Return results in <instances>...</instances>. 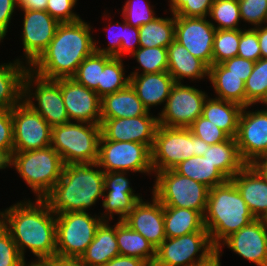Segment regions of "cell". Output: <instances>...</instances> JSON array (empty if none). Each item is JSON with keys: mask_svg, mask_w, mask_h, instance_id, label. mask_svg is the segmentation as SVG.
I'll return each mask as SVG.
<instances>
[{"mask_svg": "<svg viewBox=\"0 0 267 266\" xmlns=\"http://www.w3.org/2000/svg\"><path fill=\"white\" fill-rule=\"evenodd\" d=\"M22 201L0 211V223L10 233L24 259L26 249L37 258L35 262L55 259L56 214L43 199Z\"/></svg>", "mask_w": 267, "mask_h": 266, "instance_id": "6da1fadb", "label": "cell"}, {"mask_svg": "<svg viewBox=\"0 0 267 266\" xmlns=\"http://www.w3.org/2000/svg\"><path fill=\"white\" fill-rule=\"evenodd\" d=\"M48 0H17L18 9L46 11Z\"/></svg>", "mask_w": 267, "mask_h": 266, "instance_id": "6f0895ef", "label": "cell"}, {"mask_svg": "<svg viewBox=\"0 0 267 266\" xmlns=\"http://www.w3.org/2000/svg\"><path fill=\"white\" fill-rule=\"evenodd\" d=\"M231 181L255 219L267 220V181L253 166L245 165Z\"/></svg>", "mask_w": 267, "mask_h": 266, "instance_id": "7402d4cb", "label": "cell"}, {"mask_svg": "<svg viewBox=\"0 0 267 266\" xmlns=\"http://www.w3.org/2000/svg\"><path fill=\"white\" fill-rule=\"evenodd\" d=\"M23 16L22 45L26 66L30 67L47 49L59 22L47 11L21 10Z\"/></svg>", "mask_w": 267, "mask_h": 266, "instance_id": "e0dca14e", "label": "cell"}, {"mask_svg": "<svg viewBox=\"0 0 267 266\" xmlns=\"http://www.w3.org/2000/svg\"><path fill=\"white\" fill-rule=\"evenodd\" d=\"M259 103H262L263 105L267 107V89H266L264 98Z\"/></svg>", "mask_w": 267, "mask_h": 266, "instance_id": "03108f58", "label": "cell"}, {"mask_svg": "<svg viewBox=\"0 0 267 266\" xmlns=\"http://www.w3.org/2000/svg\"><path fill=\"white\" fill-rule=\"evenodd\" d=\"M28 69L20 58L0 65V109H12L23 100V79Z\"/></svg>", "mask_w": 267, "mask_h": 266, "instance_id": "4316f807", "label": "cell"}, {"mask_svg": "<svg viewBox=\"0 0 267 266\" xmlns=\"http://www.w3.org/2000/svg\"><path fill=\"white\" fill-rule=\"evenodd\" d=\"M243 107L236 134V143L241 159L246 165L254 164L267 155V108L247 111Z\"/></svg>", "mask_w": 267, "mask_h": 266, "instance_id": "9a60e30c", "label": "cell"}, {"mask_svg": "<svg viewBox=\"0 0 267 266\" xmlns=\"http://www.w3.org/2000/svg\"><path fill=\"white\" fill-rule=\"evenodd\" d=\"M141 199L142 197L135 193L104 192L102 207L105 211L100 217L104 221H111L116 214L119 215L118 221H123Z\"/></svg>", "mask_w": 267, "mask_h": 266, "instance_id": "d590c367", "label": "cell"}, {"mask_svg": "<svg viewBox=\"0 0 267 266\" xmlns=\"http://www.w3.org/2000/svg\"><path fill=\"white\" fill-rule=\"evenodd\" d=\"M13 152L51 146L52 127L25 101L12 108Z\"/></svg>", "mask_w": 267, "mask_h": 266, "instance_id": "5bb4252c", "label": "cell"}, {"mask_svg": "<svg viewBox=\"0 0 267 266\" xmlns=\"http://www.w3.org/2000/svg\"><path fill=\"white\" fill-rule=\"evenodd\" d=\"M122 21L123 24L117 21L116 23L109 25L107 29L109 31V33L107 32L109 40V44L107 45L108 47L102 48L100 46H97L98 42L95 40V52L120 58L121 41L124 38V20Z\"/></svg>", "mask_w": 267, "mask_h": 266, "instance_id": "f907efd6", "label": "cell"}, {"mask_svg": "<svg viewBox=\"0 0 267 266\" xmlns=\"http://www.w3.org/2000/svg\"><path fill=\"white\" fill-rule=\"evenodd\" d=\"M237 56L253 62L258 61L261 58L257 27L241 29Z\"/></svg>", "mask_w": 267, "mask_h": 266, "instance_id": "7dc6e473", "label": "cell"}, {"mask_svg": "<svg viewBox=\"0 0 267 266\" xmlns=\"http://www.w3.org/2000/svg\"><path fill=\"white\" fill-rule=\"evenodd\" d=\"M151 7L154 6H150L147 0H127L122 8V16L127 24L140 28L158 17Z\"/></svg>", "mask_w": 267, "mask_h": 266, "instance_id": "b9f144b4", "label": "cell"}, {"mask_svg": "<svg viewBox=\"0 0 267 266\" xmlns=\"http://www.w3.org/2000/svg\"><path fill=\"white\" fill-rule=\"evenodd\" d=\"M127 172H108L104 176V192L134 193Z\"/></svg>", "mask_w": 267, "mask_h": 266, "instance_id": "816d5d0a", "label": "cell"}, {"mask_svg": "<svg viewBox=\"0 0 267 266\" xmlns=\"http://www.w3.org/2000/svg\"><path fill=\"white\" fill-rule=\"evenodd\" d=\"M103 221L84 211L56 214V258L79 259Z\"/></svg>", "mask_w": 267, "mask_h": 266, "instance_id": "9c48e42d", "label": "cell"}, {"mask_svg": "<svg viewBox=\"0 0 267 266\" xmlns=\"http://www.w3.org/2000/svg\"><path fill=\"white\" fill-rule=\"evenodd\" d=\"M26 266H50L47 262H31V264H27Z\"/></svg>", "mask_w": 267, "mask_h": 266, "instance_id": "e7e4bbea", "label": "cell"}, {"mask_svg": "<svg viewBox=\"0 0 267 266\" xmlns=\"http://www.w3.org/2000/svg\"><path fill=\"white\" fill-rule=\"evenodd\" d=\"M100 138V124L73 121L52 127L51 147L65 165L97 163Z\"/></svg>", "mask_w": 267, "mask_h": 266, "instance_id": "8992f818", "label": "cell"}, {"mask_svg": "<svg viewBox=\"0 0 267 266\" xmlns=\"http://www.w3.org/2000/svg\"><path fill=\"white\" fill-rule=\"evenodd\" d=\"M61 92L69 121L101 124V97L74 78H61Z\"/></svg>", "mask_w": 267, "mask_h": 266, "instance_id": "ffe728a7", "label": "cell"}, {"mask_svg": "<svg viewBox=\"0 0 267 266\" xmlns=\"http://www.w3.org/2000/svg\"><path fill=\"white\" fill-rule=\"evenodd\" d=\"M116 238L119 254L142 259L151 266L156 257V249L140 233L132 230L124 221L116 223Z\"/></svg>", "mask_w": 267, "mask_h": 266, "instance_id": "4dcf8cb0", "label": "cell"}, {"mask_svg": "<svg viewBox=\"0 0 267 266\" xmlns=\"http://www.w3.org/2000/svg\"><path fill=\"white\" fill-rule=\"evenodd\" d=\"M16 7L17 0H0V43L6 37Z\"/></svg>", "mask_w": 267, "mask_h": 266, "instance_id": "11a10c76", "label": "cell"}, {"mask_svg": "<svg viewBox=\"0 0 267 266\" xmlns=\"http://www.w3.org/2000/svg\"><path fill=\"white\" fill-rule=\"evenodd\" d=\"M175 81L167 72L149 74H130V85L135 90L143 106L150 111L151 107L165 105Z\"/></svg>", "mask_w": 267, "mask_h": 266, "instance_id": "603a6c76", "label": "cell"}, {"mask_svg": "<svg viewBox=\"0 0 267 266\" xmlns=\"http://www.w3.org/2000/svg\"><path fill=\"white\" fill-rule=\"evenodd\" d=\"M254 219L231 180L209 190L203 222L215 248Z\"/></svg>", "mask_w": 267, "mask_h": 266, "instance_id": "277c9868", "label": "cell"}, {"mask_svg": "<svg viewBox=\"0 0 267 266\" xmlns=\"http://www.w3.org/2000/svg\"><path fill=\"white\" fill-rule=\"evenodd\" d=\"M241 29L216 30L213 42L212 64H221L238 55Z\"/></svg>", "mask_w": 267, "mask_h": 266, "instance_id": "ab89813d", "label": "cell"}, {"mask_svg": "<svg viewBox=\"0 0 267 266\" xmlns=\"http://www.w3.org/2000/svg\"><path fill=\"white\" fill-rule=\"evenodd\" d=\"M267 89V58L255 62L252 73L245 82L246 106L258 104Z\"/></svg>", "mask_w": 267, "mask_h": 266, "instance_id": "60d3db41", "label": "cell"}, {"mask_svg": "<svg viewBox=\"0 0 267 266\" xmlns=\"http://www.w3.org/2000/svg\"><path fill=\"white\" fill-rule=\"evenodd\" d=\"M64 163L57 151L46 148L13 152L9 167H15L16 172L35 193V199H43L55 186L62 175Z\"/></svg>", "mask_w": 267, "mask_h": 266, "instance_id": "5b68a950", "label": "cell"}, {"mask_svg": "<svg viewBox=\"0 0 267 266\" xmlns=\"http://www.w3.org/2000/svg\"><path fill=\"white\" fill-rule=\"evenodd\" d=\"M118 255L116 224L110 226L109 221H103L79 260L88 266H103Z\"/></svg>", "mask_w": 267, "mask_h": 266, "instance_id": "484cf974", "label": "cell"}, {"mask_svg": "<svg viewBox=\"0 0 267 266\" xmlns=\"http://www.w3.org/2000/svg\"><path fill=\"white\" fill-rule=\"evenodd\" d=\"M203 156L215 164L229 180L246 165L240 157L235 138L229 137L226 141L210 145Z\"/></svg>", "mask_w": 267, "mask_h": 266, "instance_id": "d6a6232c", "label": "cell"}, {"mask_svg": "<svg viewBox=\"0 0 267 266\" xmlns=\"http://www.w3.org/2000/svg\"><path fill=\"white\" fill-rule=\"evenodd\" d=\"M91 29L82 19L59 23L47 49L29 69L46 79L73 77L83 60L95 52Z\"/></svg>", "mask_w": 267, "mask_h": 266, "instance_id": "7a4b0ae2", "label": "cell"}, {"mask_svg": "<svg viewBox=\"0 0 267 266\" xmlns=\"http://www.w3.org/2000/svg\"><path fill=\"white\" fill-rule=\"evenodd\" d=\"M147 112L130 84L101 98V119L138 117Z\"/></svg>", "mask_w": 267, "mask_h": 266, "instance_id": "d4e9b609", "label": "cell"}, {"mask_svg": "<svg viewBox=\"0 0 267 266\" xmlns=\"http://www.w3.org/2000/svg\"><path fill=\"white\" fill-rule=\"evenodd\" d=\"M261 58H267V24L257 27Z\"/></svg>", "mask_w": 267, "mask_h": 266, "instance_id": "91938a15", "label": "cell"}, {"mask_svg": "<svg viewBox=\"0 0 267 266\" xmlns=\"http://www.w3.org/2000/svg\"><path fill=\"white\" fill-rule=\"evenodd\" d=\"M209 146L189 128L159 125L151 148L153 173L174 169L190 157L203 156Z\"/></svg>", "mask_w": 267, "mask_h": 266, "instance_id": "52a82bcc", "label": "cell"}, {"mask_svg": "<svg viewBox=\"0 0 267 266\" xmlns=\"http://www.w3.org/2000/svg\"><path fill=\"white\" fill-rule=\"evenodd\" d=\"M131 56L137 60L140 67L130 74L160 73L168 69L167 48L165 47H139Z\"/></svg>", "mask_w": 267, "mask_h": 266, "instance_id": "f35d334b", "label": "cell"}, {"mask_svg": "<svg viewBox=\"0 0 267 266\" xmlns=\"http://www.w3.org/2000/svg\"><path fill=\"white\" fill-rule=\"evenodd\" d=\"M140 47L139 30L126 23L124 20V38L121 41L120 58L124 53L132 55Z\"/></svg>", "mask_w": 267, "mask_h": 266, "instance_id": "db71d44e", "label": "cell"}, {"mask_svg": "<svg viewBox=\"0 0 267 266\" xmlns=\"http://www.w3.org/2000/svg\"><path fill=\"white\" fill-rule=\"evenodd\" d=\"M214 249L208 232H193L180 237L165 238L156 248L152 266H193Z\"/></svg>", "mask_w": 267, "mask_h": 266, "instance_id": "7c38bea8", "label": "cell"}, {"mask_svg": "<svg viewBox=\"0 0 267 266\" xmlns=\"http://www.w3.org/2000/svg\"><path fill=\"white\" fill-rule=\"evenodd\" d=\"M123 221L146 238L155 249L166 238L164 207L154 196L152 203L141 199Z\"/></svg>", "mask_w": 267, "mask_h": 266, "instance_id": "44dd1931", "label": "cell"}, {"mask_svg": "<svg viewBox=\"0 0 267 266\" xmlns=\"http://www.w3.org/2000/svg\"><path fill=\"white\" fill-rule=\"evenodd\" d=\"M164 207V228L166 238L180 237L193 232H207L203 216L196 210Z\"/></svg>", "mask_w": 267, "mask_h": 266, "instance_id": "f546056e", "label": "cell"}, {"mask_svg": "<svg viewBox=\"0 0 267 266\" xmlns=\"http://www.w3.org/2000/svg\"><path fill=\"white\" fill-rule=\"evenodd\" d=\"M122 58L112 57L101 71V84H98V95L114 93L130 84V75L126 76ZM125 74V75H124Z\"/></svg>", "mask_w": 267, "mask_h": 266, "instance_id": "e575fe53", "label": "cell"}, {"mask_svg": "<svg viewBox=\"0 0 267 266\" xmlns=\"http://www.w3.org/2000/svg\"><path fill=\"white\" fill-rule=\"evenodd\" d=\"M227 246L256 266H267V220L254 219L227 237L218 247Z\"/></svg>", "mask_w": 267, "mask_h": 266, "instance_id": "d6986e66", "label": "cell"}, {"mask_svg": "<svg viewBox=\"0 0 267 266\" xmlns=\"http://www.w3.org/2000/svg\"><path fill=\"white\" fill-rule=\"evenodd\" d=\"M9 168V161L0 153V169Z\"/></svg>", "mask_w": 267, "mask_h": 266, "instance_id": "be15d7a7", "label": "cell"}, {"mask_svg": "<svg viewBox=\"0 0 267 266\" xmlns=\"http://www.w3.org/2000/svg\"><path fill=\"white\" fill-rule=\"evenodd\" d=\"M242 109L243 107L237 103L208 96L203 104L202 116L218 126L230 138H235Z\"/></svg>", "mask_w": 267, "mask_h": 266, "instance_id": "83f0119b", "label": "cell"}, {"mask_svg": "<svg viewBox=\"0 0 267 266\" xmlns=\"http://www.w3.org/2000/svg\"><path fill=\"white\" fill-rule=\"evenodd\" d=\"M241 21L253 28L267 24V0H238Z\"/></svg>", "mask_w": 267, "mask_h": 266, "instance_id": "ee69618b", "label": "cell"}, {"mask_svg": "<svg viewBox=\"0 0 267 266\" xmlns=\"http://www.w3.org/2000/svg\"><path fill=\"white\" fill-rule=\"evenodd\" d=\"M23 101L51 127L70 122L62 97L61 78L46 79L28 69L23 79Z\"/></svg>", "mask_w": 267, "mask_h": 266, "instance_id": "30bf717a", "label": "cell"}, {"mask_svg": "<svg viewBox=\"0 0 267 266\" xmlns=\"http://www.w3.org/2000/svg\"><path fill=\"white\" fill-rule=\"evenodd\" d=\"M208 94L194 86L175 83L158 115L160 126L188 128L202 115Z\"/></svg>", "mask_w": 267, "mask_h": 266, "instance_id": "4fadbf2b", "label": "cell"}, {"mask_svg": "<svg viewBox=\"0 0 267 266\" xmlns=\"http://www.w3.org/2000/svg\"><path fill=\"white\" fill-rule=\"evenodd\" d=\"M50 266H88L82 263L79 259H62L55 258L47 261Z\"/></svg>", "mask_w": 267, "mask_h": 266, "instance_id": "94428289", "label": "cell"}, {"mask_svg": "<svg viewBox=\"0 0 267 266\" xmlns=\"http://www.w3.org/2000/svg\"><path fill=\"white\" fill-rule=\"evenodd\" d=\"M208 17L216 30L241 29L238 0H214Z\"/></svg>", "mask_w": 267, "mask_h": 266, "instance_id": "74e56055", "label": "cell"}, {"mask_svg": "<svg viewBox=\"0 0 267 266\" xmlns=\"http://www.w3.org/2000/svg\"><path fill=\"white\" fill-rule=\"evenodd\" d=\"M10 233L0 223V266H26Z\"/></svg>", "mask_w": 267, "mask_h": 266, "instance_id": "bcb514c9", "label": "cell"}, {"mask_svg": "<svg viewBox=\"0 0 267 266\" xmlns=\"http://www.w3.org/2000/svg\"><path fill=\"white\" fill-rule=\"evenodd\" d=\"M214 0H169L170 13L184 17H207Z\"/></svg>", "mask_w": 267, "mask_h": 266, "instance_id": "7bdbcfd3", "label": "cell"}, {"mask_svg": "<svg viewBox=\"0 0 267 266\" xmlns=\"http://www.w3.org/2000/svg\"><path fill=\"white\" fill-rule=\"evenodd\" d=\"M206 19L207 17L175 16V41L210 67L216 29Z\"/></svg>", "mask_w": 267, "mask_h": 266, "instance_id": "2e32d148", "label": "cell"}, {"mask_svg": "<svg viewBox=\"0 0 267 266\" xmlns=\"http://www.w3.org/2000/svg\"><path fill=\"white\" fill-rule=\"evenodd\" d=\"M192 134L209 145L226 141L229 136L218 126L207 120L202 115L198 117L189 127Z\"/></svg>", "mask_w": 267, "mask_h": 266, "instance_id": "f6af8a7d", "label": "cell"}, {"mask_svg": "<svg viewBox=\"0 0 267 266\" xmlns=\"http://www.w3.org/2000/svg\"><path fill=\"white\" fill-rule=\"evenodd\" d=\"M97 164L105 172H139L154 174L151 149L138 142L109 141L102 135Z\"/></svg>", "mask_w": 267, "mask_h": 266, "instance_id": "8fae6325", "label": "cell"}, {"mask_svg": "<svg viewBox=\"0 0 267 266\" xmlns=\"http://www.w3.org/2000/svg\"><path fill=\"white\" fill-rule=\"evenodd\" d=\"M0 153L8 161L13 154L12 109H0Z\"/></svg>", "mask_w": 267, "mask_h": 266, "instance_id": "c3c4849f", "label": "cell"}, {"mask_svg": "<svg viewBox=\"0 0 267 266\" xmlns=\"http://www.w3.org/2000/svg\"><path fill=\"white\" fill-rule=\"evenodd\" d=\"M103 266H151L148 262L130 256L118 255Z\"/></svg>", "mask_w": 267, "mask_h": 266, "instance_id": "9f6ffc18", "label": "cell"}, {"mask_svg": "<svg viewBox=\"0 0 267 266\" xmlns=\"http://www.w3.org/2000/svg\"><path fill=\"white\" fill-rule=\"evenodd\" d=\"M101 135L109 141L138 142L153 146L159 126L157 116L148 111L145 115L130 118L101 119Z\"/></svg>", "mask_w": 267, "mask_h": 266, "instance_id": "ac0fdd59", "label": "cell"}, {"mask_svg": "<svg viewBox=\"0 0 267 266\" xmlns=\"http://www.w3.org/2000/svg\"><path fill=\"white\" fill-rule=\"evenodd\" d=\"M168 69L167 72L172 76L175 83H182L183 78L201 80L209 73V67L200 59L193 56L189 51L173 41L167 47Z\"/></svg>", "mask_w": 267, "mask_h": 266, "instance_id": "cb8c5ba5", "label": "cell"}, {"mask_svg": "<svg viewBox=\"0 0 267 266\" xmlns=\"http://www.w3.org/2000/svg\"><path fill=\"white\" fill-rule=\"evenodd\" d=\"M172 17H156L139 30L140 47H165L175 40V14Z\"/></svg>", "mask_w": 267, "mask_h": 266, "instance_id": "836d02e7", "label": "cell"}, {"mask_svg": "<svg viewBox=\"0 0 267 266\" xmlns=\"http://www.w3.org/2000/svg\"><path fill=\"white\" fill-rule=\"evenodd\" d=\"M104 176L97 163L64 165L60 179L43 200L55 214L87 212L103 198Z\"/></svg>", "mask_w": 267, "mask_h": 266, "instance_id": "3957f363", "label": "cell"}, {"mask_svg": "<svg viewBox=\"0 0 267 266\" xmlns=\"http://www.w3.org/2000/svg\"><path fill=\"white\" fill-rule=\"evenodd\" d=\"M227 68V74H234L246 82L247 78L252 73L255 62L235 56L222 63Z\"/></svg>", "mask_w": 267, "mask_h": 266, "instance_id": "f5cc1de1", "label": "cell"}, {"mask_svg": "<svg viewBox=\"0 0 267 266\" xmlns=\"http://www.w3.org/2000/svg\"><path fill=\"white\" fill-rule=\"evenodd\" d=\"M152 195L163 205L187 208L204 216L210 188L177 173L174 169L154 175Z\"/></svg>", "mask_w": 267, "mask_h": 266, "instance_id": "ba28073f", "label": "cell"}, {"mask_svg": "<svg viewBox=\"0 0 267 266\" xmlns=\"http://www.w3.org/2000/svg\"><path fill=\"white\" fill-rule=\"evenodd\" d=\"M266 179L267 181V155L259 158L254 164H252Z\"/></svg>", "mask_w": 267, "mask_h": 266, "instance_id": "6125c7cd", "label": "cell"}, {"mask_svg": "<svg viewBox=\"0 0 267 266\" xmlns=\"http://www.w3.org/2000/svg\"><path fill=\"white\" fill-rule=\"evenodd\" d=\"M222 250L215 248L204 259L197 261L193 266H221L220 256H222Z\"/></svg>", "mask_w": 267, "mask_h": 266, "instance_id": "680465c9", "label": "cell"}, {"mask_svg": "<svg viewBox=\"0 0 267 266\" xmlns=\"http://www.w3.org/2000/svg\"><path fill=\"white\" fill-rule=\"evenodd\" d=\"M208 79L216 93L215 98L246 107L245 82L234 74H227V68L222 63L209 67Z\"/></svg>", "mask_w": 267, "mask_h": 266, "instance_id": "f1b7e54d", "label": "cell"}, {"mask_svg": "<svg viewBox=\"0 0 267 266\" xmlns=\"http://www.w3.org/2000/svg\"><path fill=\"white\" fill-rule=\"evenodd\" d=\"M78 0H48L46 11L59 23L75 22L81 19L79 14L74 13Z\"/></svg>", "mask_w": 267, "mask_h": 266, "instance_id": "681fc988", "label": "cell"}, {"mask_svg": "<svg viewBox=\"0 0 267 266\" xmlns=\"http://www.w3.org/2000/svg\"><path fill=\"white\" fill-rule=\"evenodd\" d=\"M174 170L182 176L200 182L210 189L229 179L207 157L193 156L177 165Z\"/></svg>", "mask_w": 267, "mask_h": 266, "instance_id": "1f68e13d", "label": "cell"}, {"mask_svg": "<svg viewBox=\"0 0 267 266\" xmlns=\"http://www.w3.org/2000/svg\"><path fill=\"white\" fill-rule=\"evenodd\" d=\"M111 58L112 56L94 52L83 60L72 78L98 94V84H101V71Z\"/></svg>", "mask_w": 267, "mask_h": 266, "instance_id": "8d00e7d4", "label": "cell"}]
</instances>
